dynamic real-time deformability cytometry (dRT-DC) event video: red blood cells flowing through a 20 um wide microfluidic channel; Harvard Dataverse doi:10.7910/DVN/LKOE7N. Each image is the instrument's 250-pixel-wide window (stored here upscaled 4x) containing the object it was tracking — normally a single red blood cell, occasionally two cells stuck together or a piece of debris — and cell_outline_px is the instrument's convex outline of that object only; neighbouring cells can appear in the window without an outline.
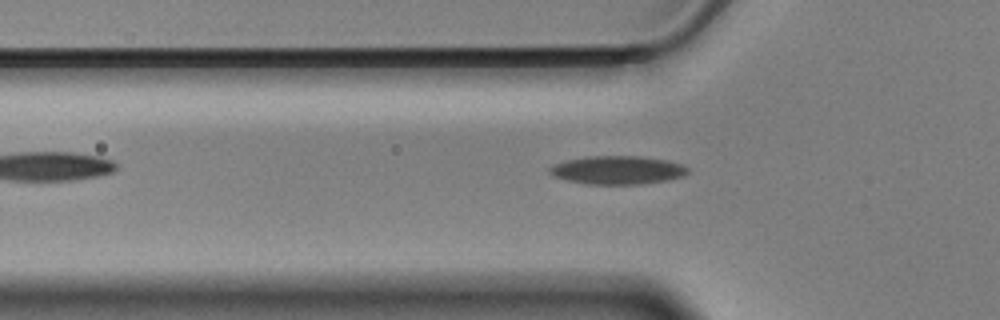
{"species": "Egyptian fruit bat (a non-hibernating species)", "species_latin": "Rousettus aegyptiacus", "temperature_condition": "cold", "stored_images_in_passage": 49, "camera_frame_rate_fps": 3000, "um_per_image_px": 0.085, "animal": {"sex": "male"}, "frame": {"image": 1, "passage_image": 17, "time_ms": 5.333, "image_size_px": [1000, 320], "cell_outline_px": [[688, 172], [684, 176], [668, 180], [640, 184], [588, 184], [568, 180], [552, 176], [548, 172], [548, 168], [552, 164], [568, 160], [588, 156], [640, 156], [668, 160], [680, 164], [688, 168]], "centroid_in_image_um": [52.47, 14.45], "position_along_channel_um": 73.3, "area_um2": 22.89}}
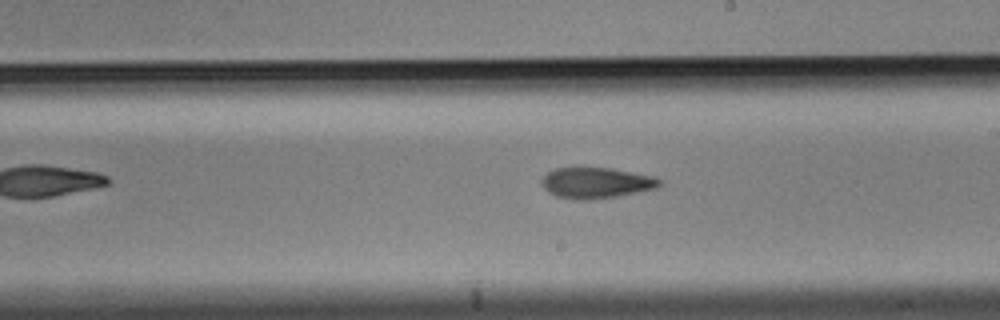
{"frame": {"image": 2, "passage_image": 31, "time_ms": 10.0, "image_size_px": [1000, 320], "cell_outline_px": [[664, 180], [656, 188], [616, 196], [576, 200], [556, 196], [548, 192], [544, 188], [540, 180], [548, 172], [556, 168], [612, 168], [656, 176]], "centroid_in_image_um": [50.69, 15.53], "position_along_channel_um": 238.3, "area_um2": 21.04}}
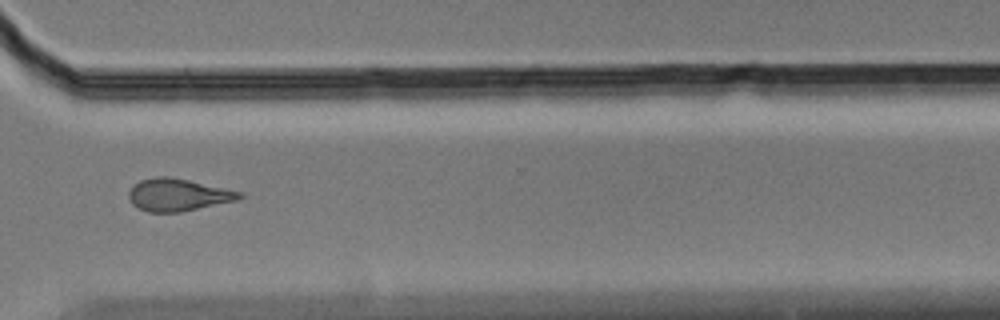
{"frame": {"image": 3, "passage_image": 41, "time_ms": 13.333, "image_size_px": [1000, 320], "cell_outline_px": [[244, 196], [236, 200], [180, 212], [148, 212], [132, 204], [128, 196], [128, 192], [140, 180], [156, 176], [168, 176], [188, 180], [244, 192]], "centroid_in_image_um": [15.13, 16.55], "position_along_channel_um": 355.5, "area_um2": 20.69}, "authors_computed_cell_mechanics": {"area_um2": 21.2126, "velocity_mm_per_s": 3.5115, "shape_relaxation_time_tau1_ms": 10.1794, "shape_relaxation_time_tau2_ms": 6.2395, "deformation_change_tau1": 0.1864, "deformation_change_tau2": 0.1594}}